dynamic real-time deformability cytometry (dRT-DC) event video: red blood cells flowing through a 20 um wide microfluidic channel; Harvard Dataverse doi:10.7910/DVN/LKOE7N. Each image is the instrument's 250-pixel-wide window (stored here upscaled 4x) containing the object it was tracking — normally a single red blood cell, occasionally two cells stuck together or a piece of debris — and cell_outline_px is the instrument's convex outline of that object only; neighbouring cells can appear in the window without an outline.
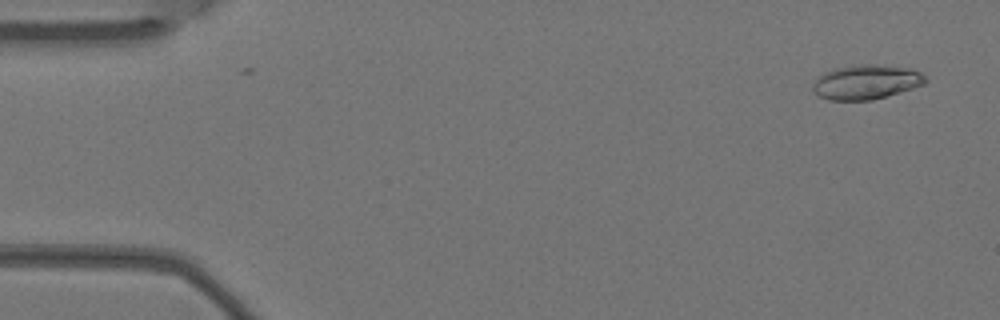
{"species": "Egyptian fruit bat (a non-hibernating species)", "species_latin": "Rousettus aegyptiacus", "temperature_condition": "warm", "stored_images_in_passage": 5, "camera_frame_rate_fps": 3000, "um_per_image_px": 0.085, "animal": {"sex": "female"}, "frame": {"image": 1, "passage_image": 1, "time_ms": 0.0, "image_size_px": [1000, 320], "cell_outline_px": [[928, 80], [924, 84], [900, 92], [872, 100], [828, 100], [812, 92], [812, 84], [824, 72], [832, 68], [860, 64], [876, 64], [912, 68], [920, 72]], "centroid_in_image_um": [73.61, 6.96], "position_along_channel_um": 11.4, "area_um2": 22.77}}
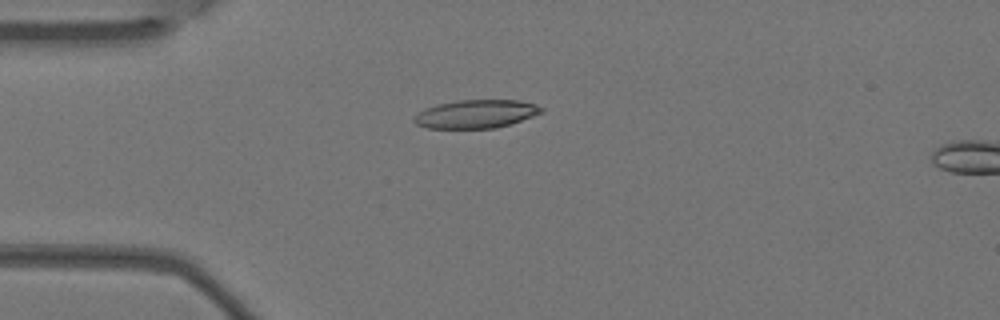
{"frame": {"image": 2, "passage_image": 4, "time_ms": 1.0, "image_size_px": [1000, 320], "cell_outline_px": [[544, 112], [496, 128], [428, 128], [416, 124], [412, 120], [412, 116], [424, 108], [436, 104], [456, 100], [520, 100], [536, 104], [544, 108]], "centroid_in_image_um": [40.42, 9.67], "position_along_channel_um": 44.6, "area_um2": 21.15}}